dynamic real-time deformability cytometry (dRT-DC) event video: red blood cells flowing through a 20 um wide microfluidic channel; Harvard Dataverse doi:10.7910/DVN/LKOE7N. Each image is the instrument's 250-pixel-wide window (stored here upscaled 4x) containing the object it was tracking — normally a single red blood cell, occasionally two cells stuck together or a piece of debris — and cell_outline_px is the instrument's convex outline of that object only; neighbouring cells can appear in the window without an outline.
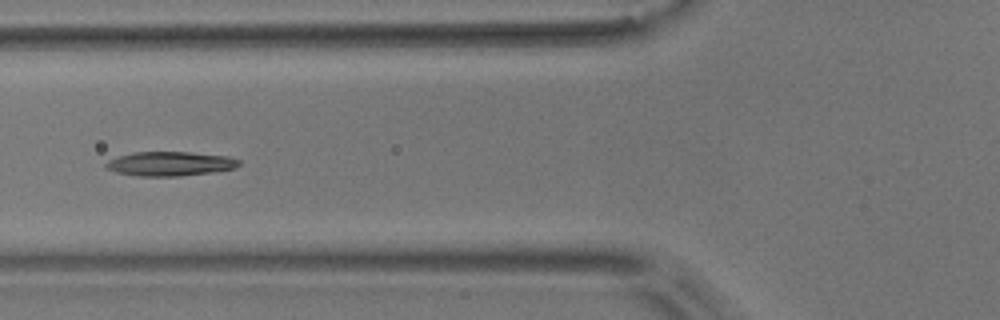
{"species": "common noctule bat (a hibernating species)", "species_latin": "Nyctalus noctula", "temperature_condition": "room temperature", "stored_images_in_passage": 9, "camera_frame_rate_fps": 3000, "um_per_image_px": 0.085, "animal": {"sex": "male", "body_mass_g": 17.9}, "frame": {"image": 1, "passage_image": 6, "time_ms": 5.667, "image_size_px": [1000, 320], "cell_outline_px": [[240, 164], [232, 168], [208, 172], [180, 176], [140, 176], [116, 172], [104, 168], [104, 164], [108, 160], [132, 152], [188, 152], [228, 156], [240, 160]], "centroid_in_image_um": [14.39, 13.91], "position_along_channel_um": 111.4, "area_um2": 18.61}}
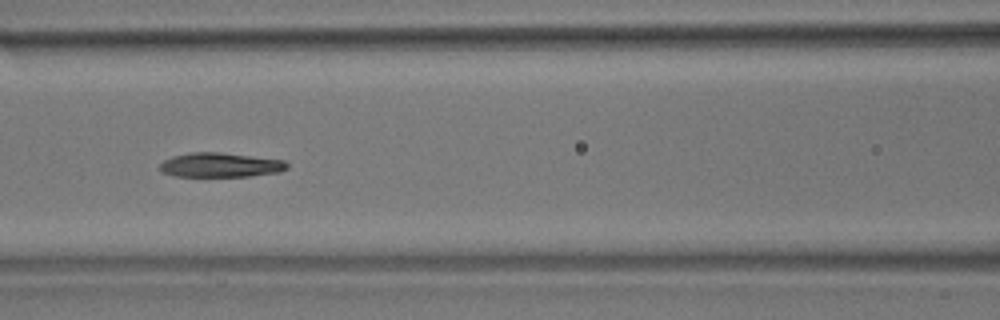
{"frame": {"image": 2, "passage_image": 7, "time_ms": 6.667, "image_size_px": [1000, 320], "cell_outline_px": [[288, 168], [280, 172], [248, 176], [172, 176], [160, 172], [160, 164], [164, 160], [172, 156], [188, 152], [220, 152], [284, 160], [288, 164]], "centroid_in_image_um": [18.7, 14.02], "position_along_channel_um": 147.9, "area_um2": 18.21}}